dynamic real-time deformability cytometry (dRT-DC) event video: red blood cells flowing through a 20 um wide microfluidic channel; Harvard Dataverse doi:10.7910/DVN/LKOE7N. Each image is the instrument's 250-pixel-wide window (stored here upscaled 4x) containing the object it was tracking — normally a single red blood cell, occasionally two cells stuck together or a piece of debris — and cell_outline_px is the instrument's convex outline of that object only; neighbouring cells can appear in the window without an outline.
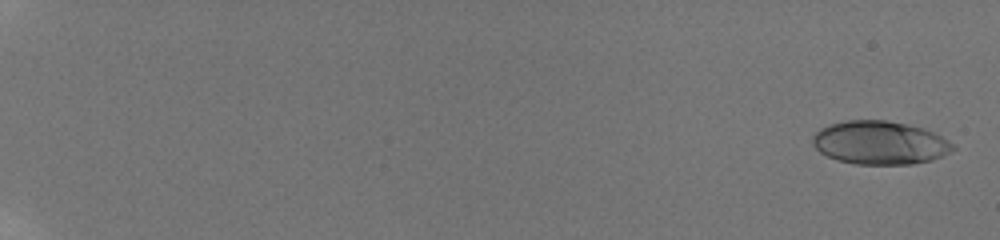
{"species": "human", "species_latin": "Homo sapiens", "temperature_condition": "room temperature", "stored_images_in_passage": 48, "camera_frame_rate_fps": 3000, "um_per_image_px": 0.085, "donor": {"sex": "male"}, "frame": {"image": 1, "passage_image": 2, "time_ms": 0.333, "image_size_px": [1000, 240], "cell_outline_px": [[956, 148], [932, 160], [912, 164], [856, 164], [836, 160], [820, 152], [812, 144], [812, 136], [820, 128], [828, 124], [848, 120], [884, 120], [924, 128], [948, 140]], "centroid_in_image_um": [74.74, 12.13], "position_along_channel_um": 10.3, "area_um2": 35.32}}
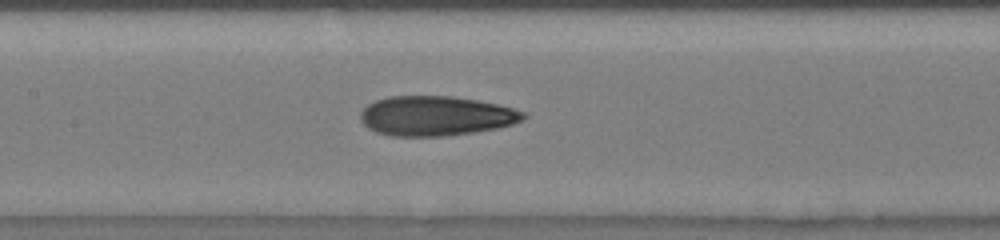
{"frame": {"image": 2, "passage_image": 27, "time_ms": 10.667, "image_size_px": [1000, 240], "cell_outline_px": [[528, 116], [524, 120], [512, 124], [496, 128], [472, 132], [440, 136], [392, 136], [376, 132], [368, 128], [360, 120], [360, 112], [368, 104], [376, 100], [388, 96], [452, 96], [476, 100], [496, 104], [512, 108], [524, 112]], "centroid_in_image_um": [37.03, 9.85], "position_along_channel_um": 170.4, "area_um2": 37.57}}
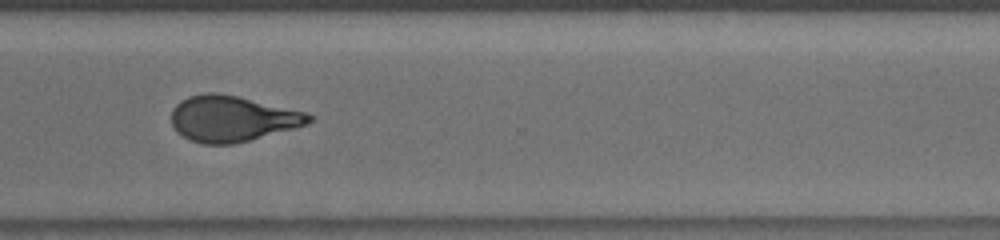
{"frame": {"image": 3, "passage_image": 39, "time_ms": 15.333, "image_size_px": [1000, 240], "cell_outline_px": [[316, 116], [308, 124], [248, 140], [232, 144], [204, 144], [192, 140], [176, 132], [172, 124], [172, 108], [180, 100], [188, 96], [208, 92], [220, 92], [304, 112]], "centroid_in_image_um": [19.7, 10.07], "position_along_channel_um": 350.9, "area_um2": 36.41}, "authors_computed_cell_mechanics": {"area_um2": 35.836, "velocity_mm_per_s": 3.8783, "shape_relaxation_time_tau1_ms": null, "shape_relaxation_time_tau2_ms": 1.6077, "deformation_change_tau1": null, "deformation_change_tau2": 0.0919}}